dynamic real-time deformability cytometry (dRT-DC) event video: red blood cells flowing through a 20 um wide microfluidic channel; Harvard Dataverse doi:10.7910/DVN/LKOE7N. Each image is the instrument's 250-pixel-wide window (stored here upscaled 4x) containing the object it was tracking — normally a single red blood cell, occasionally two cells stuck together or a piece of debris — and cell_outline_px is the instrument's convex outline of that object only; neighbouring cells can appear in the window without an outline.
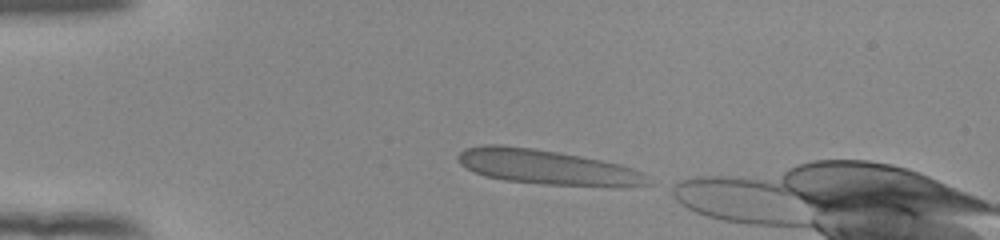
{"species": "human", "species_latin": "Homo sapiens", "temperature_condition": "room temperature", "stored_images_in_passage": 37, "camera_frame_rate_fps": 3000, "um_per_image_px": 0.085, "donor": {"sex": "female"}, "frame": {"image": 1, "passage_image": 1, "time_ms": 0.0, "image_size_px": [1000, 240], "cell_outline_px": [[652, 184], [620, 188], [608, 188], [548, 184], [504, 180], [484, 176], [460, 164], [456, 156], [464, 148], [480, 144], [504, 144], [532, 148], [580, 156], [620, 164], [632, 168], [648, 176]], "centroid_in_image_um": [46.55, 14.22], "position_along_channel_um": 38.4, "area_um2": 39.02}}
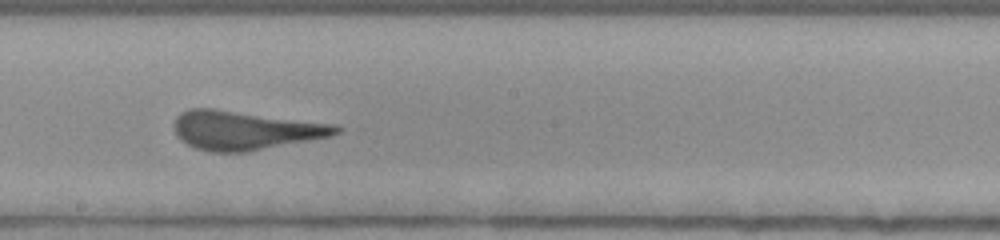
{"frame": {"image": 2, "passage_image": 19, "time_ms": 6.0, "image_size_px": [1000, 240], "cell_outline_px": [[344, 128], [340, 132], [332, 136], [244, 152], [212, 152], [196, 148], [180, 140], [176, 136], [172, 124], [176, 116], [180, 112], [188, 108], [212, 108], [340, 124]], "centroid_in_image_um": [20.83, 11.05], "position_along_channel_um": 227.4, "area_um2": 37.17}}
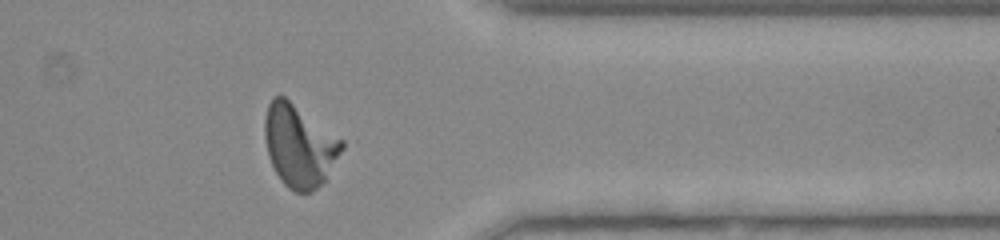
{"frame": {"image": 3, "passage_image": 32, "time_ms": 10.333, "image_size_px": [1000, 240], "cell_outline_px": [[344, 148], [324, 180], [312, 192], [296, 192], [288, 188], [284, 184], [276, 172], [268, 156], [264, 136], [264, 120], [268, 104], [272, 96], [284, 96], [344, 140]], "centroid_in_image_um": [25.43, 12.36], "position_along_channel_um": 386.0, "area_um2": 36.76}}